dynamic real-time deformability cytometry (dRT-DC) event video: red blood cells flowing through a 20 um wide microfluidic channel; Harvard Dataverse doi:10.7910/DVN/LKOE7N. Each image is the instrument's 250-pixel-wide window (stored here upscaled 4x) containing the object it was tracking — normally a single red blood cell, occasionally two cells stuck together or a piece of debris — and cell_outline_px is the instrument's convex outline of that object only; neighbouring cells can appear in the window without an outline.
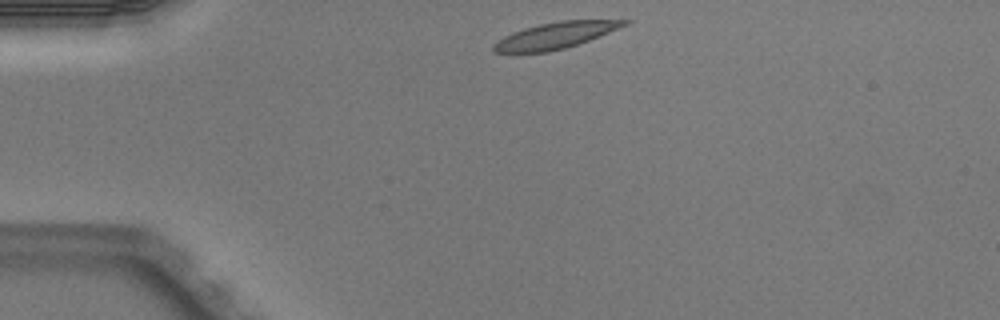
{"species": "Egyptian fruit bat (a non-hibernating species)", "species_latin": "Rousettus aegyptiacus", "temperature_condition": "warm", "stored_images_in_passage": 2, "camera_frame_rate_fps": 3000, "um_per_image_px": 0.085, "animal": {"sex": "male"}, "frame": {"image": 1, "passage_image": 1, "time_ms": 0.0, "image_size_px": [1000, 320], "cell_outline_px": [[632, 20], [628, 24], [588, 40], [564, 48], [548, 52], [492, 52], [492, 44], [504, 36], [512, 32], [524, 28], [540, 24], [560, 20]], "centroid_in_image_um": [47.16, 3.01], "position_along_channel_um": 37.8, "area_um2": 19.71}}